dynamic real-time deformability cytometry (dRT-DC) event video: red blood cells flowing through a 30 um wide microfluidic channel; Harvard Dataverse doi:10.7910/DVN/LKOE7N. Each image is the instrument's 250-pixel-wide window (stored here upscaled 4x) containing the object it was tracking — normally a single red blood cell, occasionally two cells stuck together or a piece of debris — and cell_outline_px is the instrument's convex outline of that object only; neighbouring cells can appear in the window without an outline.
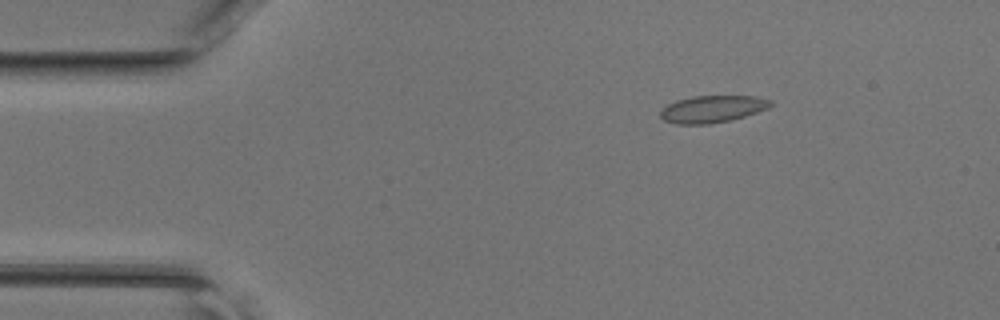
{"species": "common noctule bat (a hibernating species)", "species_latin": "Nyctalus noctula", "temperature_condition": "room temperature", "stored_images_in_passage": 46, "camera_frame_rate_fps": 3000, "um_per_image_px": 0.085, "animal": {"sex": "female", "body_mass_g": 17.0, "forearm_length_mm": 48.0}, "frame": {"image": 1, "passage_image": 7, "time_ms": 2.0, "image_size_px": [1000, 320], "cell_outline_px": [[772, 104], [768, 108], [744, 116], [728, 120], [708, 124], [676, 124], [664, 120], [660, 116], [660, 108], [676, 100], [692, 96], [756, 96], [772, 100]], "centroid_in_image_um": [60.51, 9.26], "position_along_channel_um": 24.5, "area_um2": 17.34}}
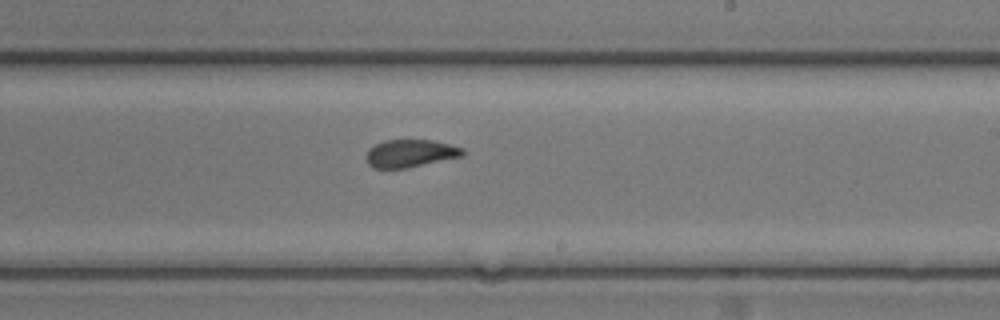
{"frame": {"image": 2, "passage_image": 27, "time_ms": 8.667, "image_size_px": [1000, 320], "cell_outline_px": [[464, 156], [408, 168], [372, 168], [368, 164], [364, 156], [368, 148], [384, 140], [432, 140], [464, 148]], "centroid_in_image_um": [34.85, 13.04], "position_along_channel_um": 254.2, "area_um2": 15.78}}
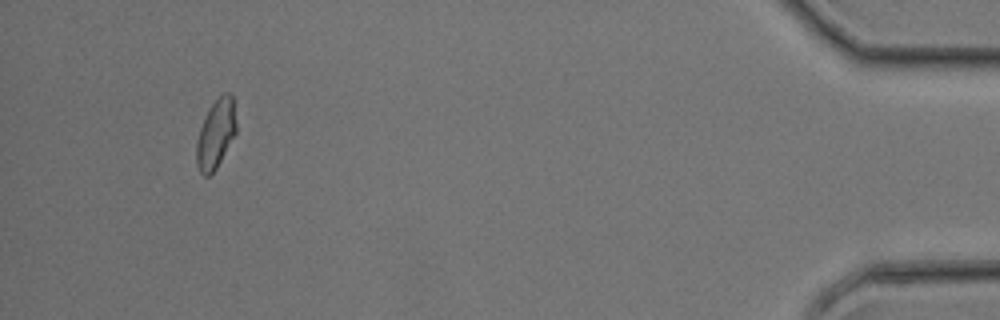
{"frame": {"image": 3, "passage_image": 43, "time_ms": 14.0, "image_size_px": [1000, 320], "cell_outline_px": [[236, 132], [216, 168], [208, 176], [204, 176], [200, 172], [196, 164], [196, 140], [200, 128], [208, 108], [224, 92], [228, 92], [232, 96], [236, 120]], "centroid_in_image_um": [18.32, 11.38], "position_along_channel_um": 416.9, "area_um2": 15.84}}